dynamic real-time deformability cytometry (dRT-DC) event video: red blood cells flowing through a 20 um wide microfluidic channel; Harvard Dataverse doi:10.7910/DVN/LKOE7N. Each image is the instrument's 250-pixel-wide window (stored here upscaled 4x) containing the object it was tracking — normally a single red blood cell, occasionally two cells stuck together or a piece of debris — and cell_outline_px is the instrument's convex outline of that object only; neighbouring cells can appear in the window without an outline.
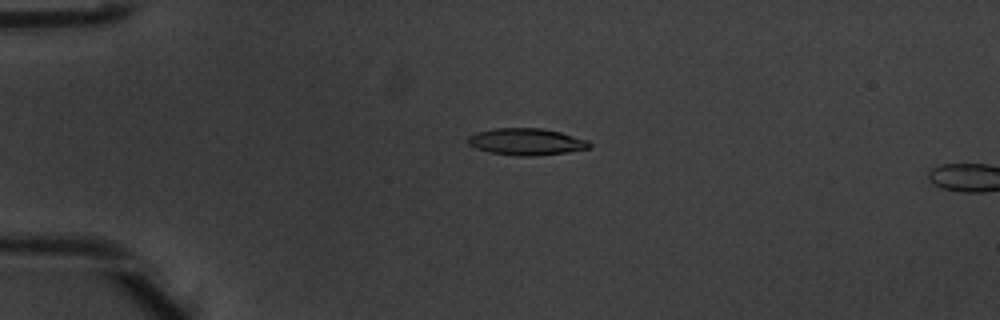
{"species": "common noctule bat (a hibernating species)", "species_latin": "Nyctalus noctula", "temperature_condition": "warm", "stored_images_in_passage": 5, "camera_frame_rate_fps": 3000, "um_per_image_px": 0.085, "animal": {"sex": "male", "body_mass_g": 20.1, "forearm_length_mm": 53.5}, "frame": {"image": 1, "passage_image": 4, "time_ms": 1.0, "image_size_px": [1000, 320], "cell_outline_px": [[592, 144], [588, 148], [568, 152], [532, 156], [520, 156], [488, 152], [476, 148], [468, 144], [468, 136], [476, 132], [492, 128], [540, 128], [560, 132], [588, 140]], "centroid_in_image_um": [44.72, 12.04], "position_along_channel_um": 40.3, "area_um2": 18.96}}